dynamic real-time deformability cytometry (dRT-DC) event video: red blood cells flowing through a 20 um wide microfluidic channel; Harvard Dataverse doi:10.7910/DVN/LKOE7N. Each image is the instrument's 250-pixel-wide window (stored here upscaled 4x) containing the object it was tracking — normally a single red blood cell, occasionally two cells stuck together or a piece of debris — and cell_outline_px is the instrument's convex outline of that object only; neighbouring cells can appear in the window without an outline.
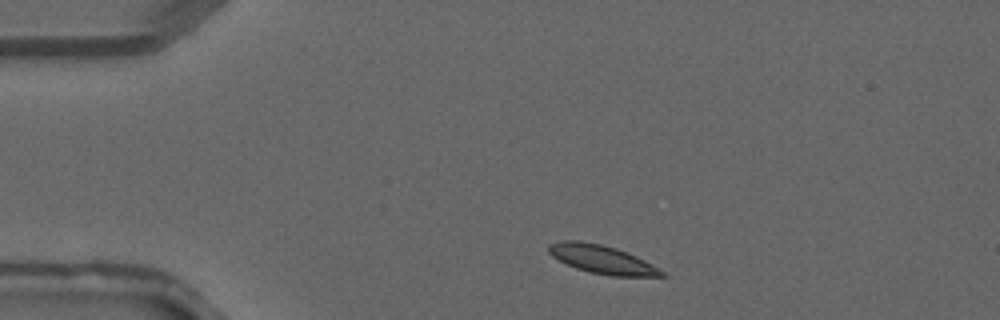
{"species": "common noctule bat (a hibernating species)", "species_latin": "Nyctalus noctula", "temperature_condition": "warm", "stored_images_in_passage": 33, "camera_frame_rate_fps": 3000, "um_per_image_px": 0.085, "animal": {"sex": "male", "forearm_length_mm": 52.5}, "frame": {"image": 1, "passage_image": 1, "time_ms": 0.0, "image_size_px": [1000, 320], "cell_outline_px": [[668, 276], [612, 276], [592, 272], [576, 268], [552, 256], [548, 252], [548, 244], [564, 240], [580, 240], [600, 244], [616, 248], [636, 256], [644, 260], [664, 272]], "centroid_in_image_um": [51.15, 22.03], "position_along_channel_um": 33.9, "area_um2": 18.44}}
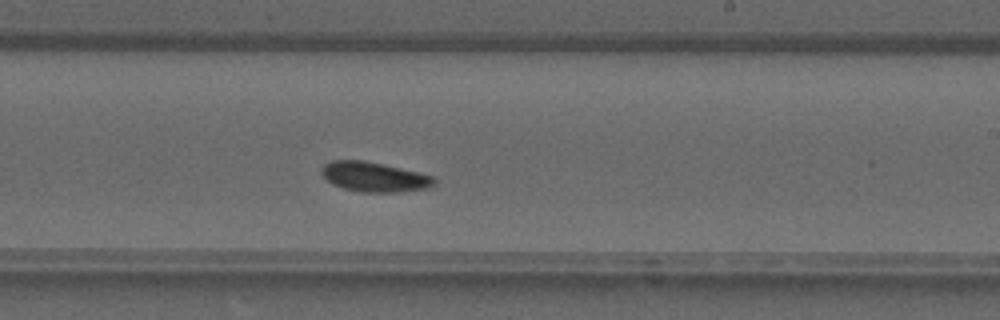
{"frame": {"image": 2, "passage_image": 17, "time_ms": 5.333, "image_size_px": [1000, 320], "cell_outline_px": [[436, 184], [428, 188], [396, 192], [360, 192], [344, 188], [332, 184], [320, 172], [320, 168], [324, 164], [332, 160], [364, 160], [384, 164], [420, 172], [432, 176], [436, 180]], "centroid_in_image_um": [31.81, 15.03], "position_along_channel_um": 257.2, "area_um2": 19.65}}
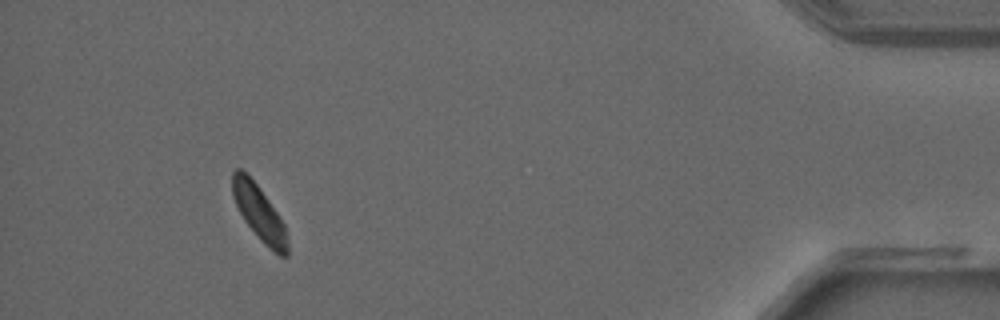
{"frame": {"image": 3, "passage_image": 30, "time_ms": 9.667, "image_size_px": [1000, 320], "cell_outline_px": [[288, 256], [280, 256], [264, 244], [260, 240], [244, 220], [232, 196], [232, 172], [236, 168], [240, 168], [260, 188], [280, 216], [284, 224], [288, 240]], "centroid_in_image_um": [22.04, 18.11], "position_along_channel_um": 413.2, "area_um2": 17.57}}